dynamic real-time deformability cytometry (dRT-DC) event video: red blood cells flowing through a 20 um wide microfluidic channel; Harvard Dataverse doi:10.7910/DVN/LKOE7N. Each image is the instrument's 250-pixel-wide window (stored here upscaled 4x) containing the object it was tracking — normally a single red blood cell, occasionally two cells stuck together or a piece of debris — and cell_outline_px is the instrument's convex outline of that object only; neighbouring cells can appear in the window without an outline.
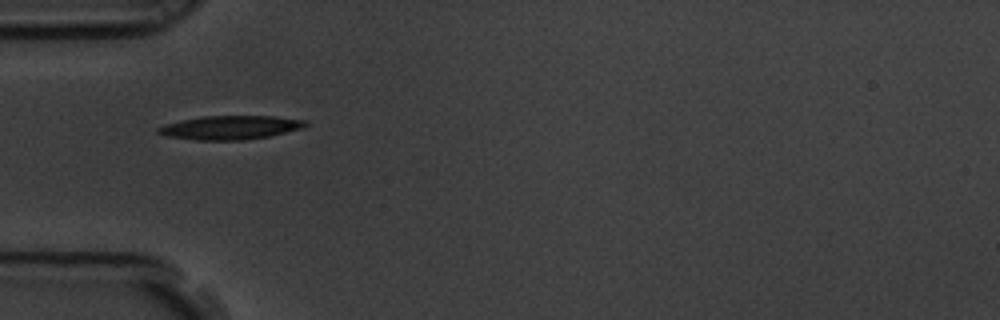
{"species": "common noctule bat (a hibernating species)", "species_latin": "Nyctalus noctula", "temperature_condition": "room temperature", "stored_images_in_passage": 2, "camera_frame_rate_fps": 3000, "um_per_image_px": 0.085, "animal": {"sex": "male", "body_mass_g": 19.5, "forearm_length_mm": 54.6}, "frame": {"image": 1, "passage_image": 1, "time_ms": 0.0, "image_size_px": [1000, 320], "cell_outline_px": [[308, 124], [304, 128], [268, 136], [244, 140], [196, 140], [168, 136], [156, 132], [156, 128], [164, 124], [204, 116], [276, 116], [308, 120]], "centroid_in_image_um": [19.62, 10.83], "position_along_channel_um": 65.4, "area_um2": 20.4}}